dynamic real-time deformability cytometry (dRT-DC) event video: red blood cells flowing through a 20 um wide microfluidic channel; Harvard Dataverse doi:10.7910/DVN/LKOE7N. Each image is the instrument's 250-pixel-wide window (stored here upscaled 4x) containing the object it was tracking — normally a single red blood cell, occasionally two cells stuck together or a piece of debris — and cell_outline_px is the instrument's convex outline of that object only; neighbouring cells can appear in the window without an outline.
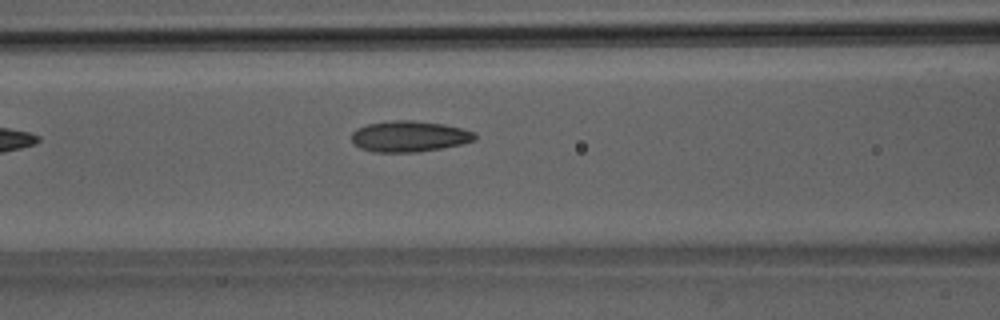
{"species": "Egyptian fruit bat (a non-hibernating species)", "species_latin": "Rousettus aegyptiacus", "temperature_condition": "room temperature", "stored_images_in_passage": 8, "camera_frame_rate_fps": 3000, "um_per_image_px": 0.085, "animal": {"sex": "male"}, "frame": {"image": 1, "passage_image": 8, "time_ms": 8.667, "image_size_px": [1000, 320], "cell_outline_px": [[476, 140], [460, 144], [440, 148], [416, 152], [372, 152], [360, 148], [352, 140], [352, 132], [356, 128], [368, 124], [392, 120], [412, 120], [444, 124], [460, 128], [472, 132], [476, 136]], "centroid_in_image_um": [34.75, 11.59], "position_along_channel_um": 131.8, "area_um2": 22.08}}